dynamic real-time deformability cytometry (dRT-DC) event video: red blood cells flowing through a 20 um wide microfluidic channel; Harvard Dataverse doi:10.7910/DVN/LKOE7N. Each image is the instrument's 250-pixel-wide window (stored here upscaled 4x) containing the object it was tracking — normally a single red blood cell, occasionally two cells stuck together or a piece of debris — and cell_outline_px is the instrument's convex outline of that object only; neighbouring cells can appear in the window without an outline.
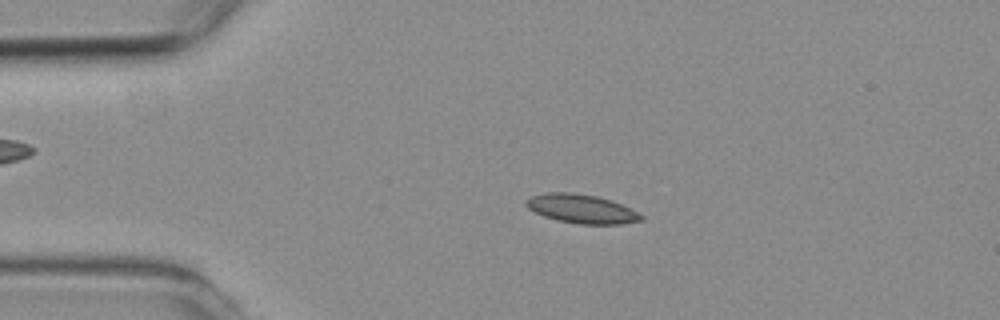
{"species": "common noctule bat (a hibernating species)", "species_latin": "Nyctalus noctula", "temperature_condition": "room temperature", "stored_images_in_passage": 4, "camera_frame_rate_fps": 3000, "um_per_image_px": 0.085, "animal": {"sex": "female", "body_mass_g": 19.3, "forearm_length_mm": 54.1}, "frame": {"image": 1, "passage_image": 3, "time_ms": 2.333, "image_size_px": [1000, 320], "cell_outline_px": [[644, 220], [620, 224], [580, 224], [556, 220], [544, 216], [528, 208], [524, 204], [524, 200], [532, 196], [544, 192], [572, 192], [596, 196], [612, 200], [644, 216]], "centroid_in_image_um": [49.4, 17.74], "position_along_channel_um": 35.6, "area_um2": 19.36}}